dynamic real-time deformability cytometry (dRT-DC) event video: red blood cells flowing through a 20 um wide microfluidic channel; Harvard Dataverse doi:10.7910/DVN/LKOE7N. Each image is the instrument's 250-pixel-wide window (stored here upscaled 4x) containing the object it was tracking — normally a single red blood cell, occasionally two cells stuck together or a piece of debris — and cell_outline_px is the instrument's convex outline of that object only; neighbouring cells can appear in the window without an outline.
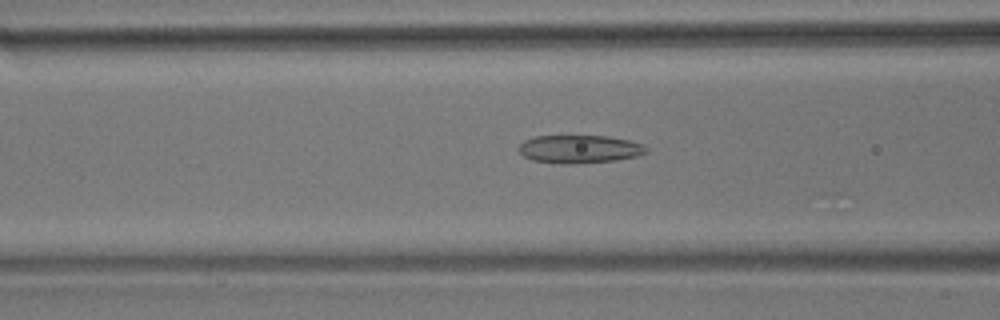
{"species": "common noctule bat (a hibernating species)", "species_latin": "Nyctalus noctula", "temperature_condition": "room temperature", "stored_images_in_passage": 55, "camera_frame_rate_fps": 3000, "um_per_image_px": 0.085, "animal": {"sex": "male", "body_mass_g": 17.9}, "frame": {"image": 1, "passage_image": 21, "time_ms": 6.667, "image_size_px": [1000, 320], "cell_outline_px": [[648, 152], [636, 156], [616, 160], [572, 164], [560, 164], [532, 160], [524, 156], [516, 148], [524, 140], [536, 136], [608, 136], [628, 140], [644, 144], [648, 148]], "centroid_in_image_um": [49.25, 12.67], "position_along_channel_um": 117.4, "area_um2": 20.98}}
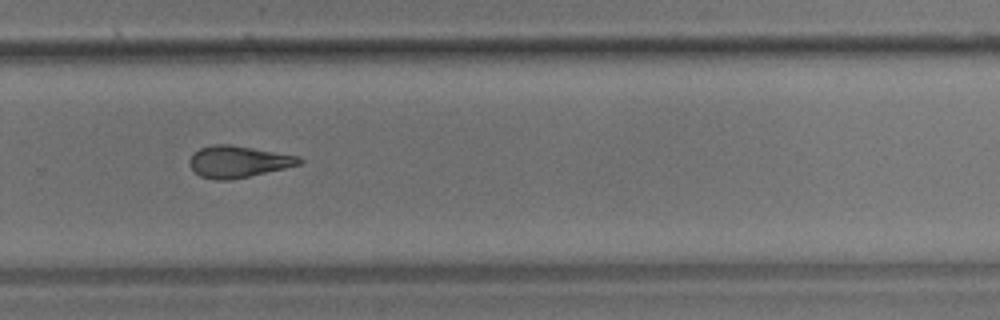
{"frame": {"image": 2, "passage_image": 37, "time_ms": 12.0, "image_size_px": [1000, 320], "cell_outline_px": [[304, 160], [300, 164], [284, 168], [248, 176], [228, 180], [216, 180], [200, 176], [188, 164], [188, 160], [200, 148], [212, 144], [228, 144], [300, 156]], "centroid_in_image_um": [20.24, 13.73], "position_along_channel_um": 309.6, "area_um2": 20.0}}
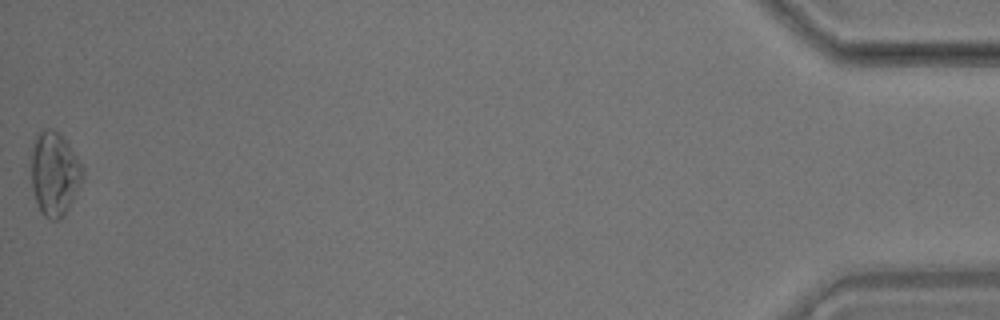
{"frame": {"image": 3, "passage_image": 55, "time_ms": 18.0, "image_size_px": [1000, 320], "cell_outline_px": [[84, 176], [64, 216], [60, 220], [52, 220], [44, 216], [40, 212], [32, 188], [32, 140], [44, 128], [52, 128], [64, 136], [68, 140], [84, 168]], "centroid_in_image_um": [4.65, 14.72], "position_along_channel_um": 430.6, "area_um2": 25.43}, "authors_computed_cell_mechanics": {"area_um2": 21.4438, "velocity_mm_per_s": 3.6056, "shape_relaxation_time_tau1_ms": null, "shape_relaxation_time_tau2_ms": 3.5458, "deformation_change_tau1": null, "deformation_change_tau2": 0.1286}}